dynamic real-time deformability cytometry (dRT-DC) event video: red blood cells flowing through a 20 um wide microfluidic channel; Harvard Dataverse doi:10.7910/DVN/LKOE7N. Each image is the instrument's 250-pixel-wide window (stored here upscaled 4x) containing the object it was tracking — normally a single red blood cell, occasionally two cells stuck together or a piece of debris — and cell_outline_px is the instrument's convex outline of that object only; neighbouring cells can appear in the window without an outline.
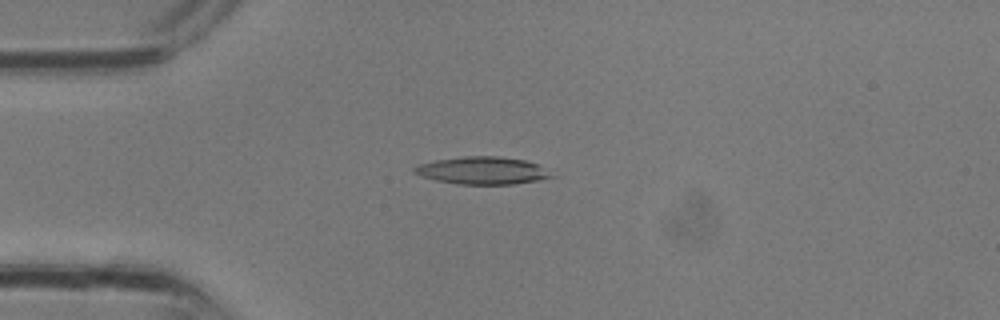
{"species": "common noctule bat (a hibernating species)", "species_latin": "Nyctalus noctula", "temperature_condition": "room temperature", "stored_images_in_passage": 19, "camera_frame_rate_fps": 3000, "um_per_image_px": 0.085, "animal": {"sex": "male", "body_mass_g": 13.3}, "frame": {"image": 1, "passage_image": 8, "time_ms": 2.333, "image_size_px": [1000, 320], "cell_outline_px": [[556, 176], [536, 180], [512, 184], [456, 184], [436, 180], [420, 176], [412, 172], [412, 168], [416, 164], [436, 160], [460, 156], [496, 156], [524, 160], [536, 164]], "centroid_in_image_um": [40.91, 14.49], "position_along_channel_um": 44.1, "area_um2": 21.91}}
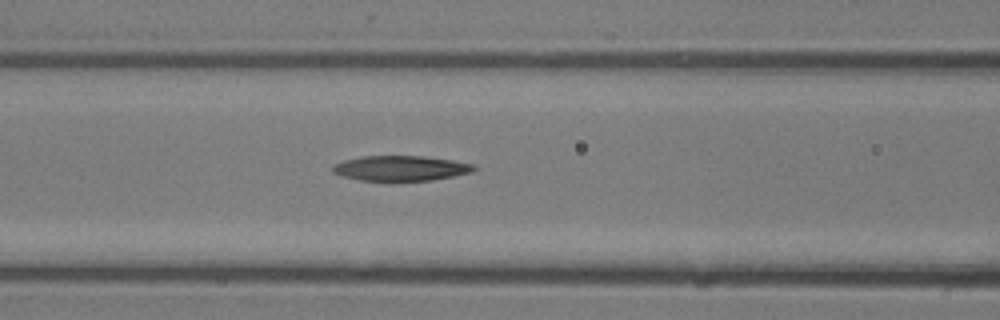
{"frame": {"image": 2, "passage_image": 13, "time_ms": 4.0, "image_size_px": [1000, 320], "cell_outline_px": [[476, 168], [472, 172], [432, 180], [388, 184], [360, 180], [344, 176], [332, 172], [332, 164], [344, 160], [360, 156], [420, 156], [452, 160], [472, 164]], "centroid_in_image_um": [33.99, 14.34], "position_along_channel_um": 132.6, "area_um2": 21.44}}
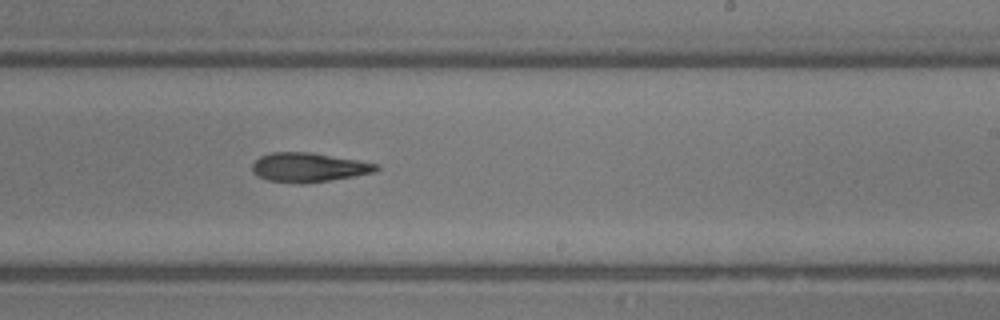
{"frame": {"image": 3, "passage_image": 19, "time_ms": 6.0, "image_size_px": [1000, 320], "cell_outline_px": [[380, 168], [376, 172], [328, 180], [300, 184], [268, 180], [252, 172], [252, 164], [260, 156], [272, 152], [312, 152], [380, 164]], "centroid_in_image_um": [26.25, 14.21], "position_along_channel_um": 262.8, "area_um2": 21.04}}